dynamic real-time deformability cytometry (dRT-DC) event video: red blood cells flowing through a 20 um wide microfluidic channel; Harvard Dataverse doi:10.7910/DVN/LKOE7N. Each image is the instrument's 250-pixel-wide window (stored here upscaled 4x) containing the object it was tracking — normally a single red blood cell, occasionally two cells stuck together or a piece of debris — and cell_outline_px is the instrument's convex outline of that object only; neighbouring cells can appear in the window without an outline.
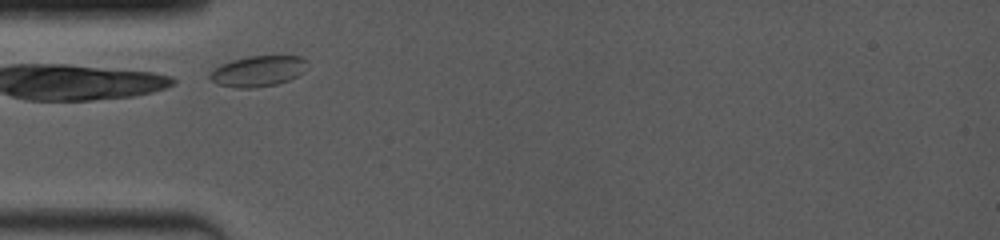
{"species": "common noctule bat (a hibernating species)", "species_latin": "Nyctalus noctula", "temperature_condition": "room temperature", "stored_images_in_passage": 6, "camera_frame_rate_fps": 4000, "um_per_image_px": 0.085, "animal": {"sex": "female", "body_mass_g": 19.0, "forearm_length_mm": 53.3}, "frame": {"image": 1, "passage_image": 1, "time_ms": 0.0, "image_size_px": [1000, 240], "cell_outline_px": [[308, 68], [304, 72], [288, 80], [276, 84], [256, 88], [236, 88], [216, 84], [208, 76], [220, 64], [232, 60], [248, 56], [300, 56], [308, 60]], "centroid_in_image_um": [21.97, 6.04], "position_along_channel_um": 63.0, "area_um2": 17.57}}
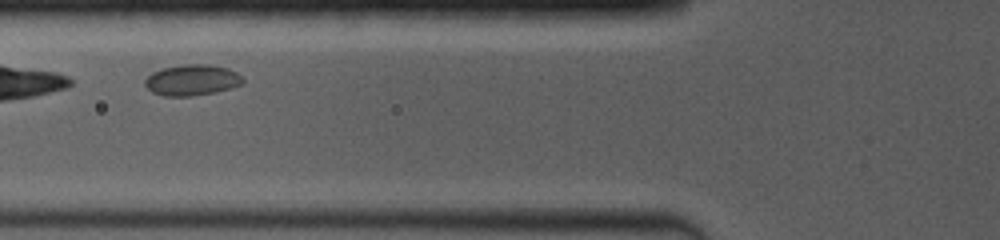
{"frame": {"image": 2, "passage_image": 4, "time_ms": 1.25, "image_size_px": [1000, 240], "cell_outline_px": [[244, 84], [212, 92], [192, 96], [164, 96], [152, 92], [144, 84], [144, 80], [152, 72], [160, 68], [184, 64], [208, 64], [228, 68], [236, 72], [244, 80]], "centroid_in_image_um": [16.29, 6.79], "position_along_channel_um": 109.5, "area_um2": 17.63}}